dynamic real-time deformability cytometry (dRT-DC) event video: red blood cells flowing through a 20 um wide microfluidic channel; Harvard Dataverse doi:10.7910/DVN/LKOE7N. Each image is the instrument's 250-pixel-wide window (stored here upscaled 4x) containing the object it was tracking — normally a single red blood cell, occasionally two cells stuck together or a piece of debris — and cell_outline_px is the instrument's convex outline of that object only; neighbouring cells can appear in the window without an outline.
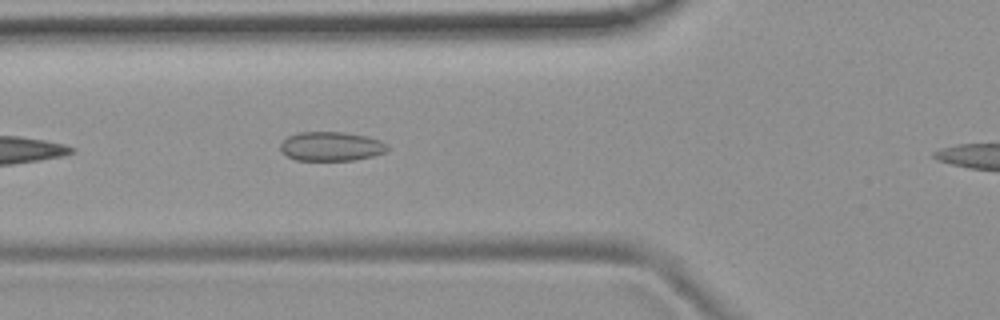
{"species": "common noctule bat (a hibernating species)", "species_latin": "Nyctalus noctula", "temperature_condition": "room temperature", "stored_images_in_passage": 5, "camera_frame_rate_fps": 3000, "um_per_image_px": 0.085, "animal": {"sex": "female", "body_mass_g": 19.9}, "frame": {"image": 1, "passage_image": 4, "time_ms": 3.333, "image_size_px": [1000, 320], "cell_outline_px": [[388, 148], [384, 152], [372, 156], [352, 160], [296, 160], [280, 152], [280, 144], [288, 136], [300, 132], [344, 132], [368, 136], [380, 140], [388, 144]], "centroid_in_image_um": [28.14, 12.43], "position_along_channel_um": 97.7, "area_um2": 18.21}}